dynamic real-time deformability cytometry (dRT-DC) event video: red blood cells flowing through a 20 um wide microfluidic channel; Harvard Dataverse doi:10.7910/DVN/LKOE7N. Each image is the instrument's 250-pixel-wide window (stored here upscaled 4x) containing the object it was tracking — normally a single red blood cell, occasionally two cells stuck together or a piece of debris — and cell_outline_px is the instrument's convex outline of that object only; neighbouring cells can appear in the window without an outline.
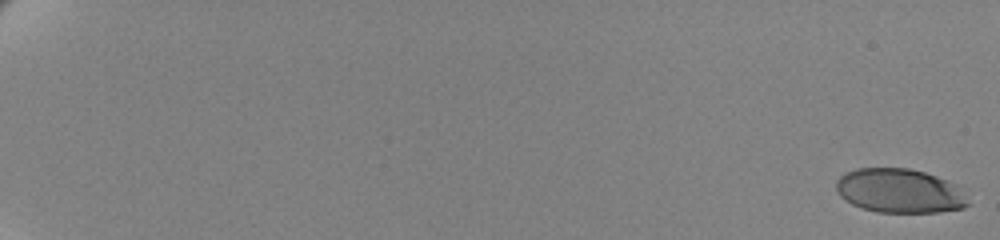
{"species": "human", "species_latin": "Homo sapiens", "temperature_condition": "cold", "stored_images_in_passage": 63, "camera_frame_rate_fps": 3000, "um_per_image_px": 0.085, "donor": {"sex": "female"}, "frame": {"image": 1, "passage_image": 1, "time_ms": 0.0, "image_size_px": [1000, 240], "cell_outline_px": [[968, 204], [964, 208], [940, 212], [876, 212], [852, 204], [840, 196], [836, 188], [836, 180], [844, 172], [856, 168], [908, 168], [924, 172], [960, 184]], "centroid_in_image_um": [76.48, 16.21], "position_along_channel_um": 8.5, "area_um2": 34.16}}
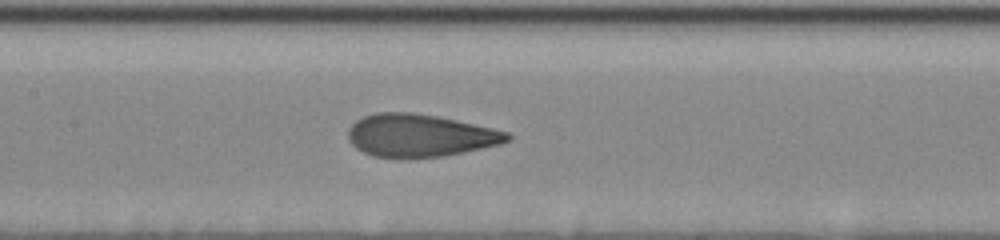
{"frame": {"image": 2, "passage_image": 35, "time_ms": 11.333, "image_size_px": [1000, 240], "cell_outline_px": [[512, 140], [500, 144], [464, 152], [444, 156], [372, 156], [356, 148], [348, 140], [348, 128], [356, 120], [364, 116], [376, 112], [412, 112], [436, 116], [456, 120], [492, 128], [508, 132], [512, 136]], "centroid_in_image_um": [35.69, 11.49], "position_along_channel_um": 171.7, "area_um2": 39.13}}
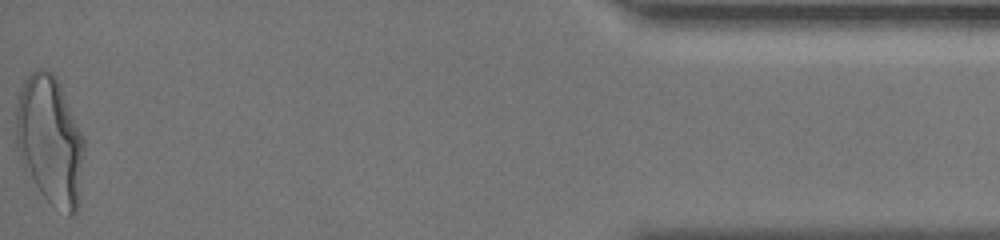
{"frame": {"image": 3, "passage_image": 63, "time_ms": 20.667, "image_size_px": [1000, 240], "cell_outline_px": [[84, 152], [76, 212], [72, 216], [68, 216], [52, 204], [40, 192], [24, 168], [20, 160], [16, 148], [16, 104], [20, 88], [24, 80], [36, 68], [44, 68], [52, 72], [56, 76], [60, 84], [84, 136]], "centroid_in_image_um": [4.23, 11.89], "position_along_channel_um": 431.0, "area_um2": 51.27}, "authors_computed_cell_mechanics": {"area_um2": 39.0728, "velocity_mm_per_s": 3.4583, "shape_relaxation_time_tau1_ms": 4.9238, "shape_relaxation_time_tau2_ms": 0.7076, "deformation_change_tau1": 0.2051, "deformation_change_tau2": 0.0772}}